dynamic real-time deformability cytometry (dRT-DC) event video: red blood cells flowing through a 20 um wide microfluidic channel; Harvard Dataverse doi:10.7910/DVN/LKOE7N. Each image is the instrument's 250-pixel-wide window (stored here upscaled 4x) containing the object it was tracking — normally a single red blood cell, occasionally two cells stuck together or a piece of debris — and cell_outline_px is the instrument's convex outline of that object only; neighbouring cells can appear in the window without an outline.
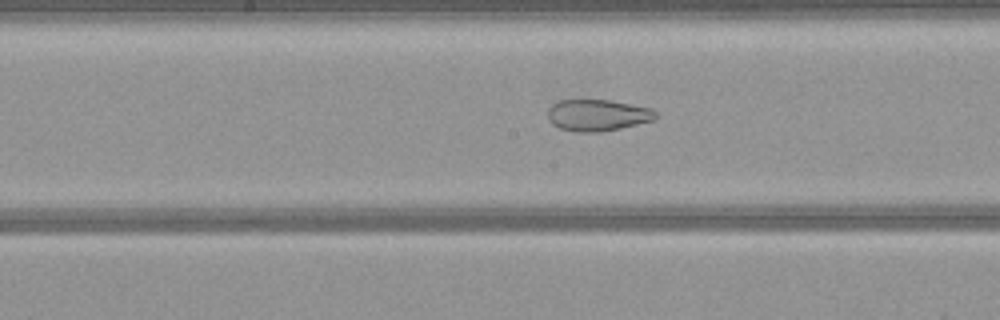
{"species": "common noctule bat (a hibernating species)", "species_latin": "Nyctalus noctula", "temperature_condition": "warm", "stored_images_in_passage": 52, "camera_frame_rate_fps": 3000, "um_per_image_px": 0.085, "animal": {"sex": "female", "body_mass_g": 21.9}, "frame": {"image": 1, "passage_image": 26, "time_ms": 8.333, "image_size_px": [1000, 320], "cell_outline_px": [[656, 120], [620, 128], [600, 132], [576, 132], [560, 128], [552, 124], [548, 120], [548, 108], [552, 104], [560, 100], [612, 100], [652, 108], [656, 112]], "centroid_in_image_um": [50.8, 9.79], "position_along_channel_um": 197.4, "area_um2": 20.0}}
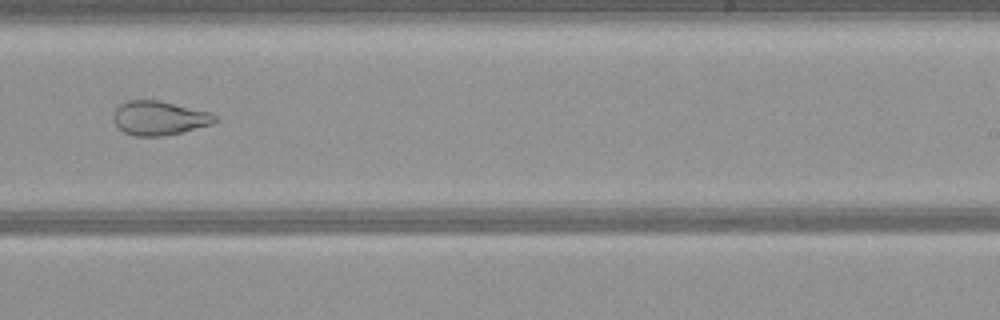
{"frame": {"image": 2, "passage_image": 32, "time_ms": 10.333, "image_size_px": [1000, 320], "cell_outline_px": [[216, 120], [212, 124], [164, 136], [136, 136], [124, 132], [112, 120], [112, 116], [116, 108], [120, 104], [128, 100], [156, 100], [212, 112], [216, 116]], "centroid_in_image_um": [13.51, 10.03], "position_along_channel_um": 275.5, "area_um2": 20.06}}
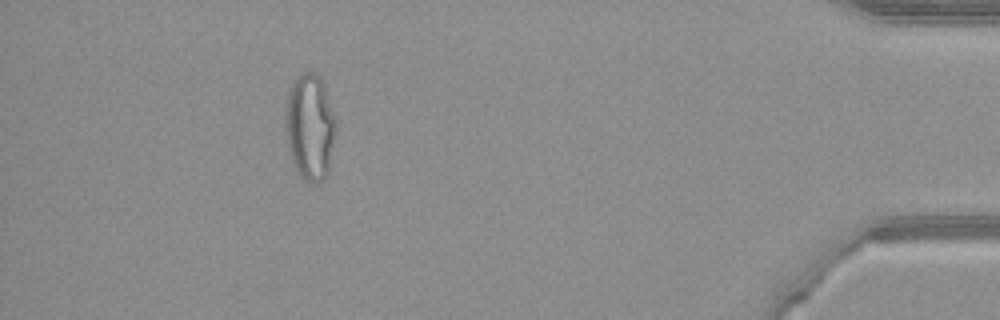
{"frame": {"image": 3, "passage_image": 47, "time_ms": 15.333, "image_size_px": [1000, 320], "cell_outline_px": [[336, 128], [328, 172], [324, 180], [316, 184], [312, 184], [300, 176], [288, 152], [284, 128], [284, 104], [288, 92], [292, 84], [304, 72], [316, 72], [320, 76], [324, 84], [336, 116]], "centroid_in_image_um": [26.33, 10.79], "position_along_channel_um": 408.9, "area_um2": 31.96}}